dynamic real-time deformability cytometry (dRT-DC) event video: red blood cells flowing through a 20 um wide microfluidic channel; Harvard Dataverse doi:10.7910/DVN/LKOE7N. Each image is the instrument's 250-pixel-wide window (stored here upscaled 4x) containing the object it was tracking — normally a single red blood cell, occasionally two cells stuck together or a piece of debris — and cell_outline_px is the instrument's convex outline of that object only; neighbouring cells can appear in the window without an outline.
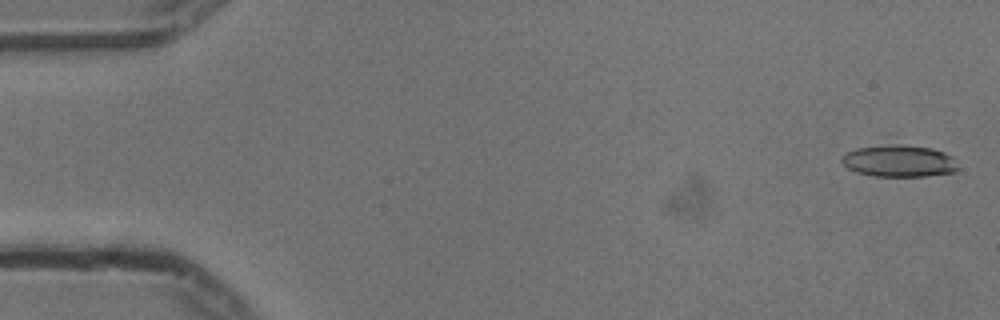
{"species": "common noctule bat (a hibernating species)", "species_latin": "Nyctalus noctula", "temperature_condition": "cold", "stored_images_in_passage": 54, "camera_frame_rate_fps": 3000, "um_per_image_px": 0.085, "animal": {"sex": "male", "body_mass_g": 13.3}, "frame": {"image": 1, "passage_image": 1, "time_ms": 0.0, "image_size_px": [1000, 320], "cell_outline_px": [[960, 168], [956, 172], [924, 176], [872, 176], [856, 172], [848, 168], [840, 160], [848, 152], [856, 148], [892, 144], [900, 144], [932, 148], [944, 152], [952, 156]], "centroid_in_image_um": [76.46, 13.69], "position_along_channel_um": 8.5, "area_um2": 21.68}}
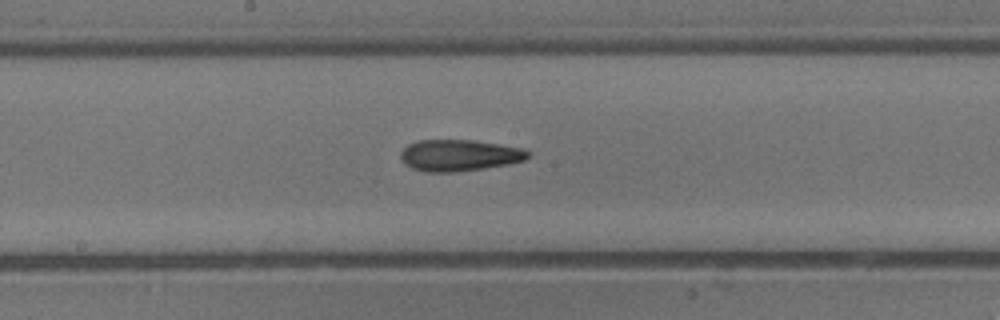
{"frame": {"image": 2, "passage_image": 28, "time_ms": 9.0, "image_size_px": [1000, 320], "cell_outline_px": [[532, 152], [524, 160], [508, 164], [484, 168], [456, 172], [424, 172], [412, 168], [404, 164], [400, 156], [400, 152], [408, 144], [420, 140], [472, 140], [500, 144], [524, 148]], "centroid_in_image_um": [39.04, 13.2], "position_along_channel_um": 209.2, "area_um2": 23.47}}
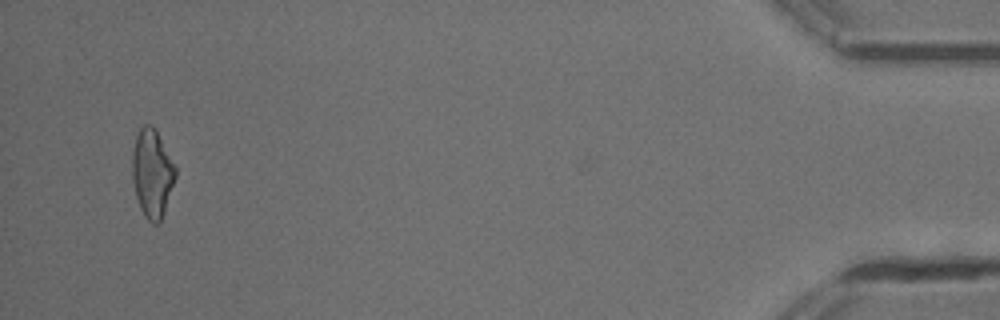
{"frame": {"image": 3, "passage_image": 52, "time_ms": 17.0, "image_size_px": [1000, 320], "cell_outline_px": [[176, 176], [160, 224], [152, 224], [144, 216], [140, 208], [136, 196], [132, 180], [132, 152], [136, 136], [140, 128], [144, 124], [152, 124], [156, 128], [176, 168]], "centroid_in_image_um": [12.92, 14.73], "position_along_channel_um": 422.3, "area_um2": 22.37}, "authors_computed_cell_mechanics": {"area_um2": 22.3397, "velocity_mm_per_s": 3.7497, "shape_relaxation_time_tau1_ms": 4.3832, "shape_relaxation_time_tau2_ms": 5.3942, "deformation_change_tau1": 0.1558, "deformation_change_tau2": 0.1693}}